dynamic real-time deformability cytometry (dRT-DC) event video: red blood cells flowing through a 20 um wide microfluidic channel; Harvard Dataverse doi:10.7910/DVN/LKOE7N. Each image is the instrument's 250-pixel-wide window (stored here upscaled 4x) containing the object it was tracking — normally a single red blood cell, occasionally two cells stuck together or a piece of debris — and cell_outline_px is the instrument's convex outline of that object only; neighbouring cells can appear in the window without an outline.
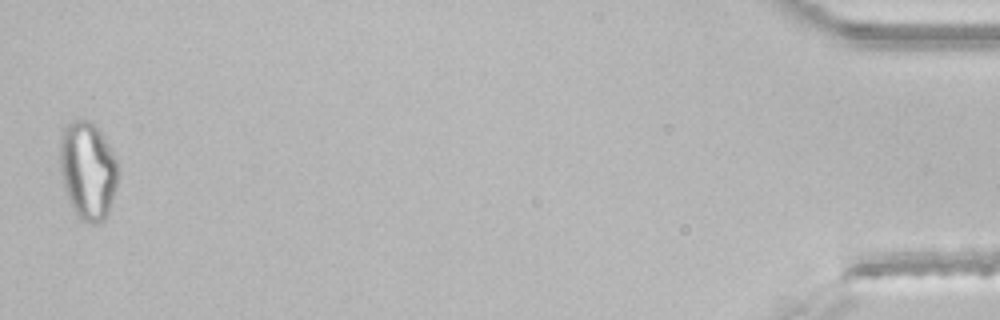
{"species": "common noctule bat (a hibernating species)", "species_latin": "Nyctalus noctula", "temperature_condition": "room temperature", "stored_images_in_passage": 36, "segment_of_instrument_passage": [2, 2], "camera_frame_rate_fps": 3000, "um_per_image_px": 0.085, "animal": {"sex": "male", "body_mass_g": 21.5, "forearm_length_mm": 52.0}, "frame": {"image": 1, "passage_image": 36, "time_ms": 11.667, "image_size_px": [1000, 320], "cell_outline_px": [[120, 176], [108, 212], [104, 220], [100, 224], [88, 224], [80, 220], [64, 188], [60, 172], [60, 136], [64, 128], [72, 120], [88, 120], [104, 136], [116, 160], [120, 172]], "centroid_in_image_um": [7.48, 14.51], "position_along_channel_um": 427.7, "area_um2": 33.23}}